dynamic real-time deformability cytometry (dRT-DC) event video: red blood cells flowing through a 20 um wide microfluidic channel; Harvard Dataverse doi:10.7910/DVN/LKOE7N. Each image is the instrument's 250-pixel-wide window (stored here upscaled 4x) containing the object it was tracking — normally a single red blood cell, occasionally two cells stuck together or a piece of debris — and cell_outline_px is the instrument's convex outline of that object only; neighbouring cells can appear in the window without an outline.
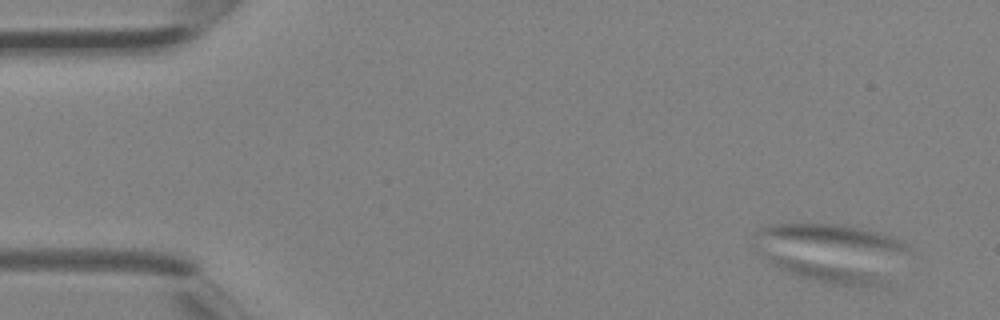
{"species": "Egyptian fruit bat (a non-hibernating species)", "species_latin": "Rousettus aegyptiacus", "temperature_condition": "room temperature", "stored_images_in_passage": 5, "camera_frame_rate_fps": 3000, "um_per_image_px": 0.085, "animal": {"sex": "female"}, "frame": {"image": 1, "passage_image": 1, "time_ms": 0.0, "image_size_px": [1000, 320], "cell_outline_px": [[880, 284], [832, 284], [800, 276], [788, 272], [764, 260], [764, 256], [780, 256], [844, 268], [864, 272], [880, 280]], "centroid_in_image_um": [69.86, 23.08], "position_along_channel_um": 15.1, "area_um2": 11.44}}